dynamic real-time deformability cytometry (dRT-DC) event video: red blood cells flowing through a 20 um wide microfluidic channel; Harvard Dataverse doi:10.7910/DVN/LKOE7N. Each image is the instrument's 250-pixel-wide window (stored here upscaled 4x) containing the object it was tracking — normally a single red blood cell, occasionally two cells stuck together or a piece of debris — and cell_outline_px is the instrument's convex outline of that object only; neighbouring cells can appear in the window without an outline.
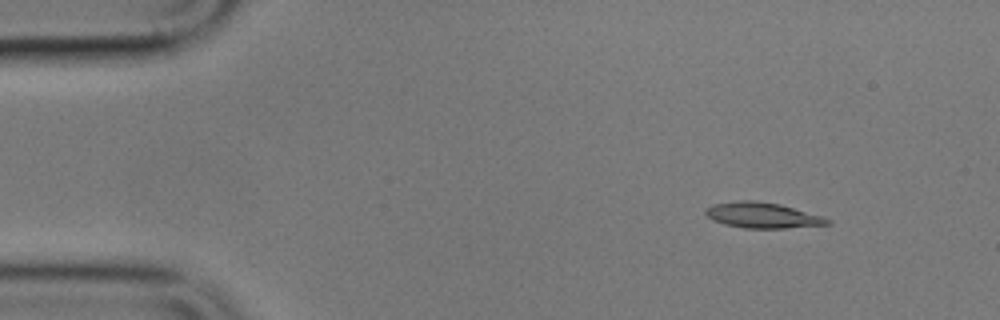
{"species": "common noctule bat (a hibernating species)", "species_latin": "Nyctalus noctula", "temperature_condition": "cold", "stored_images_in_passage": 8, "camera_frame_rate_fps": 3000, "um_per_image_px": 0.085, "animal": {"sex": "male", "body_mass_g": 17.9}, "frame": {"image": 1, "passage_image": 2, "time_ms": 2.0, "image_size_px": [1000, 320], "cell_outline_px": [[832, 224], [784, 228], [744, 228], [724, 224], [712, 220], [704, 212], [704, 208], [712, 204], [740, 200], [752, 200], [780, 204], [820, 216], [832, 220]], "centroid_in_image_um": [64.76, 18.3], "position_along_channel_um": 20.2, "area_um2": 18.09}}
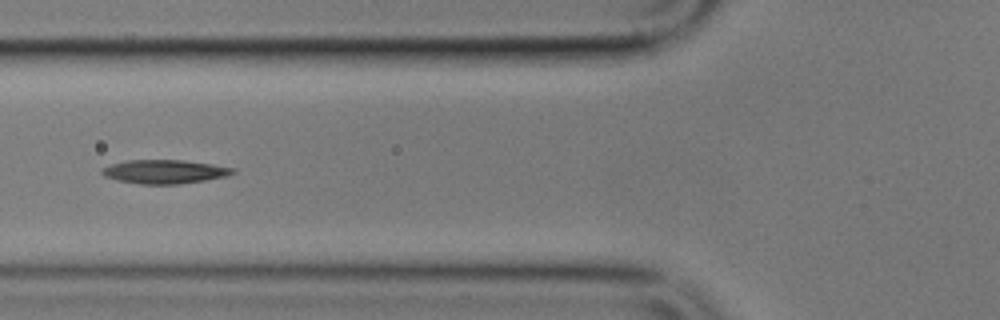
{"frame": {"image": 2, "passage_image": 6, "time_ms": 7.0, "image_size_px": [1000, 320], "cell_outline_px": [[236, 172], [228, 176], [180, 184], [140, 184], [116, 180], [104, 176], [100, 172], [104, 168], [112, 164], [128, 160], [184, 160], [212, 164], [236, 168]], "centroid_in_image_um": [14.02, 14.59], "position_along_channel_um": 111.8, "area_um2": 18.15}}
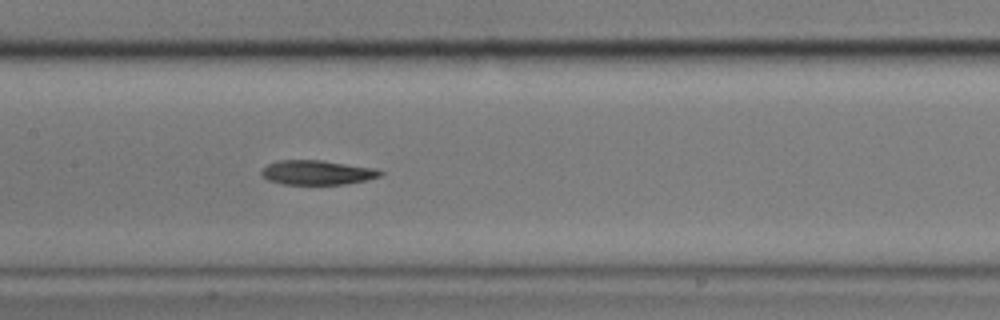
{"frame": {"image": 3, "passage_image": 8, "time_ms": 9.0, "image_size_px": [1000, 320], "cell_outline_px": [[384, 172], [380, 176], [364, 180], [344, 184], [280, 184], [268, 180], [260, 176], [260, 172], [268, 164], [280, 160], [320, 160], [376, 168]], "centroid_in_image_um": [26.92, 14.66], "position_along_channel_um": 180.5, "area_um2": 16.88}}